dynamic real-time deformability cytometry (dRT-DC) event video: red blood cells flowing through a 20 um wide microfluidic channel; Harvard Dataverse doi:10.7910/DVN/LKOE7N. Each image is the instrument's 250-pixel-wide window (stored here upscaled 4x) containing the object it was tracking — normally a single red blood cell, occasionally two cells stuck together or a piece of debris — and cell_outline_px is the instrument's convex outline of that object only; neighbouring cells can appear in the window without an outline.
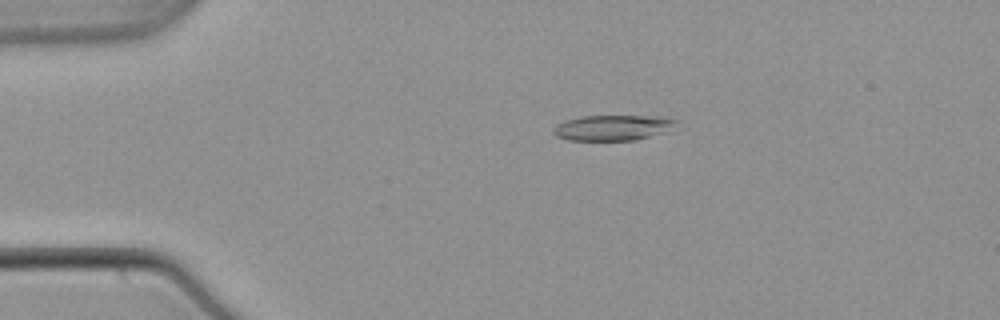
{"species": "common noctule bat (a hibernating species)", "species_latin": "Nyctalus noctula", "temperature_condition": "warm", "stored_images_in_passage": 44, "camera_frame_rate_fps": 3000, "um_per_image_px": 0.085, "animal": {"sex": "male", "body_mass_g": 21.5, "forearm_length_mm": 52.0}, "frame": {"image": 1, "passage_image": 2, "time_ms": 0.333, "image_size_px": [1000, 320], "cell_outline_px": [[680, 120], [668, 132], [636, 140], [568, 140], [556, 136], [552, 132], [552, 128], [556, 124], [564, 120], [580, 116], [652, 116]], "centroid_in_image_um": [52.07, 10.85], "position_along_channel_um": 32.9, "area_um2": 18.44}}
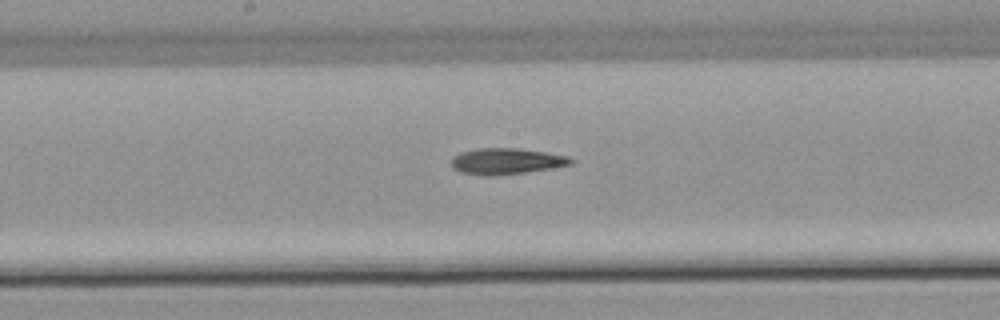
{"frame": {"image": 2, "passage_image": 19, "time_ms": 6.0, "image_size_px": [1000, 320], "cell_outline_px": [[576, 160], [572, 164], [524, 172], [488, 176], [460, 172], [452, 168], [452, 156], [460, 152], [476, 148], [516, 148], [544, 152], [568, 156]], "centroid_in_image_um": [43.0, 13.69], "position_along_channel_um": 205.2, "area_um2": 18.03}}
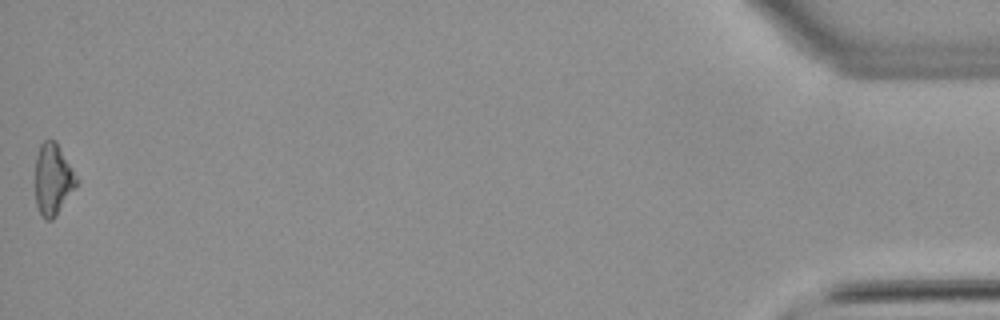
{"frame": {"image": 3, "passage_image": 44, "time_ms": 14.333, "image_size_px": [1000, 320], "cell_outline_px": [[76, 184], [56, 216], [52, 220], [44, 220], [36, 204], [36, 156], [40, 144], [44, 140], [56, 140], [76, 176]], "centroid_in_image_um": [4.47, 15.23], "position_along_channel_um": 430.7, "area_um2": 16.76}, "authors_computed_cell_mechanics": {"area_um2": 17.7157, "velocity_mm_per_s": 3.8987, "shape_relaxation_time_tau1_ms": 10.474, "shape_relaxation_time_tau2_ms": null, "deformation_change_tau1": 0.2131, "deformation_change_tau2": null}}